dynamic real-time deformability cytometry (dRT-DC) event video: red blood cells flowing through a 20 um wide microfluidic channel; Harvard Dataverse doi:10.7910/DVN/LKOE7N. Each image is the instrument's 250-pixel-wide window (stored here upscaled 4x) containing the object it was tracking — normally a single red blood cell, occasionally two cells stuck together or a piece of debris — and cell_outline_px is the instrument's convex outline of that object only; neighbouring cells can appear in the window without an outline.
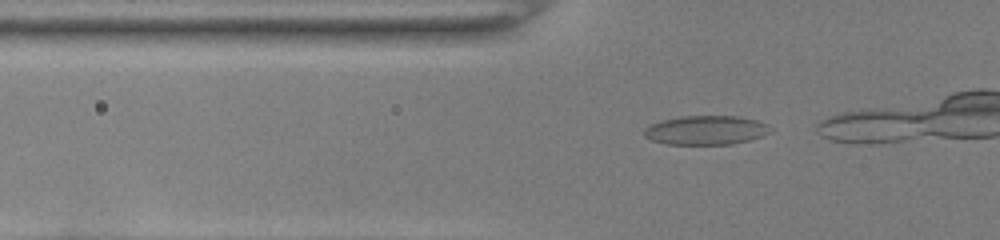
{"species": "common noctule bat (a hibernating species)", "species_latin": "Nyctalus noctula", "temperature_condition": "room temperature", "stored_images_in_passage": 6, "camera_frame_rate_fps": 3000, "um_per_image_px": 0.085, "animal": {"sex": "female", "body_mass_g": 22.0, "forearm_length_mm": 56.7}, "frame": {"image": 1, "passage_image": 2, "time_ms": 0.333, "image_size_px": [1000, 240], "cell_outline_px": [[772, 132], [748, 140], [732, 144], [664, 144], [652, 140], [644, 136], [644, 128], [652, 124], [664, 120], [684, 116], [736, 116], [756, 120], [768, 124]], "centroid_in_image_um": [60.01, 11.07], "position_along_channel_um": 65.8, "area_um2": 21.21}}